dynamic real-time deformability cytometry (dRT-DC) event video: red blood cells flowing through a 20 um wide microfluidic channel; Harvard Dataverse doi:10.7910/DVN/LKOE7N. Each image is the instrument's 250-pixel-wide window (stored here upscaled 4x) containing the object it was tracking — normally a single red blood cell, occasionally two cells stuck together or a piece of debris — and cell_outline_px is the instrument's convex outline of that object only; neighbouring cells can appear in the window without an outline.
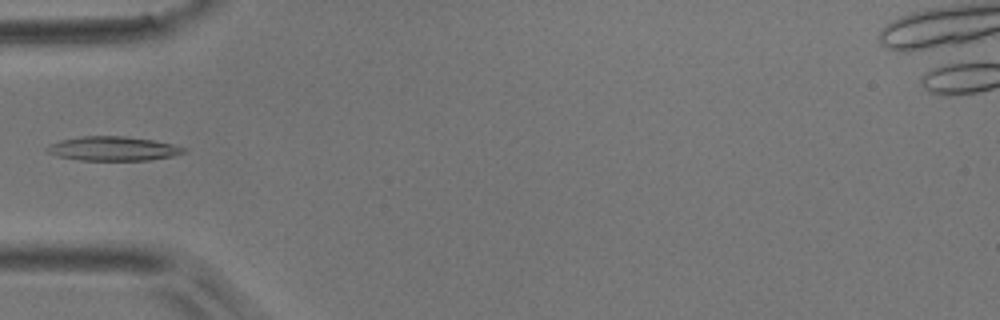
{"species": "common noctule bat (a hibernating species)", "species_latin": "Nyctalus noctula", "temperature_condition": "room temperature", "stored_images_in_passage": 5, "camera_frame_rate_fps": 3000, "um_per_image_px": 0.085, "animal": {"sex": "male", "body_mass_g": 17.9}, "frame": {"image": 1, "passage_image": 5, "time_ms": 5.667, "image_size_px": [1000, 320], "cell_outline_px": [[188, 148], [184, 152], [172, 156], [148, 160], [80, 160], [56, 156], [48, 152], [44, 148], [60, 140], [80, 136], [124, 136], [152, 140], [172, 144]], "centroid_in_image_um": [9.59, 12.63], "position_along_channel_um": 75.4, "area_um2": 19.19}}